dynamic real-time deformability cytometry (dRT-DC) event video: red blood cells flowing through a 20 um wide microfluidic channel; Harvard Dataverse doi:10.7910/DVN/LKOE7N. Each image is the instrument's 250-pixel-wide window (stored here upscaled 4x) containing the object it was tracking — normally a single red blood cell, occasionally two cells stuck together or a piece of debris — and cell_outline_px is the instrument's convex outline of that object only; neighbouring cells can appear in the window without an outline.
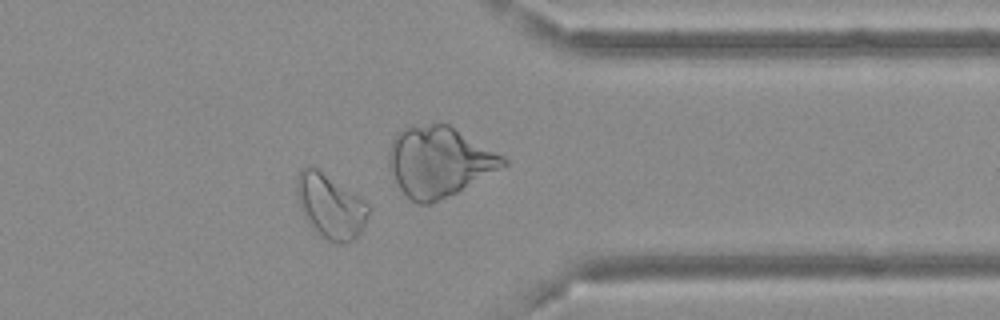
{"species": "Egyptian fruit bat (a non-hibernating species)", "species_latin": "Rousettus aegyptiacus", "temperature_condition": "cold", "stored_images_in_passage": 39, "camera_frame_rate_fps": 3000, "um_per_image_px": 0.085, "frame": {"image": 1, "passage_image": 28, "time_ms": 9.0, "image_size_px": [1000, 320], "cell_outline_px": [[372, 208], [360, 232], [352, 240], [340, 244], [328, 244], [308, 224], [300, 208], [296, 192], [296, 180], [300, 168], [308, 164], [316, 168], [368, 204]], "centroid_in_image_um": [28.04, 17.56], "position_along_channel_um": 383.4, "area_um2": 26.88}, "authors_computed_cell_mechanics": {"area_um2": 23.5824, "velocity_mm_per_s": 3.631, "shape_relaxation_time_tau1_ms": null, "shape_relaxation_time_tau2_ms": 5.5429, "deformation_change_tau1": null, "deformation_change_tau2": 0.119}}